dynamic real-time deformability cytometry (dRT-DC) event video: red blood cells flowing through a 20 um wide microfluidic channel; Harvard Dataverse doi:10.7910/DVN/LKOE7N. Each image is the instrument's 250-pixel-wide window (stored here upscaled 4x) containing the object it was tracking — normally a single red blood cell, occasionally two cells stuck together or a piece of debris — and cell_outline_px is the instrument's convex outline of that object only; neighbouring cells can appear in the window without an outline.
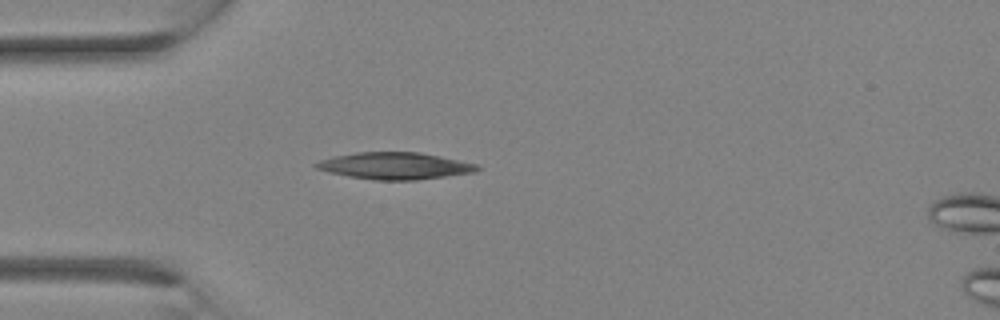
{"species": "Egyptian fruit bat (a non-hibernating species)", "species_latin": "Rousettus aegyptiacus", "temperature_condition": "room temperature", "stored_images_in_passage": 9, "camera_frame_rate_fps": 3000, "um_per_image_px": 0.085, "animal": {"sex": "female"}, "frame": {"image": 1, "passage_image": 1, "time_ms": 0.0, "image_size_px": [1000, 320], "cell_outline_px": [[480, 168], [476, 172], [416, 180], [376, 180], [348, 176], [328, 172], [316, 168], [312, 164], [320, 160], [332, 156], [356, 152], [420, 152], [476, 164]], "centroid_in_image_um": [33.52, 14.09], "position_along_channel_um": 51.5, "area_um2": 25.14}}
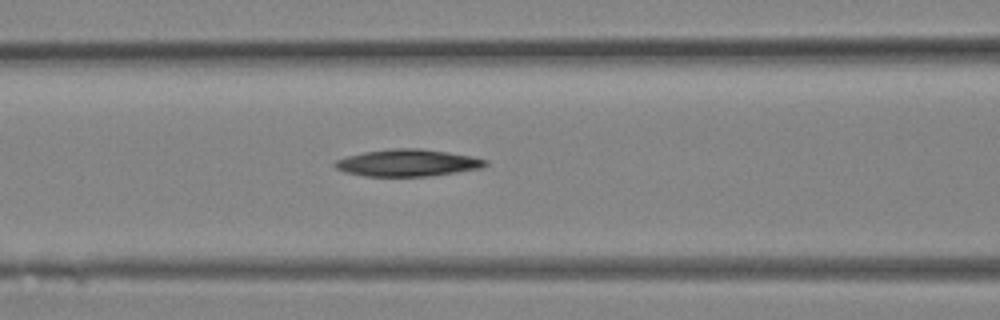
{"frame": {"image": 2, "passage_image": 5, "time_ms": 1.333, "image_size_px": [1000, 320], "cell_outline_px": [[488, 164], [480, 168], [456, 172], [428, 176], [364, 176], [344, 172], [336, 168], [332, 164], [336, 160], [348, 156], [364, 152], [392, 148], [420, 148], [448, 152], [472, 156], [488, 160]], "centroid_in_image_um": [34.64, 13.84], "position_along_channel_um": 132.0, "area_um2": 23.64}}
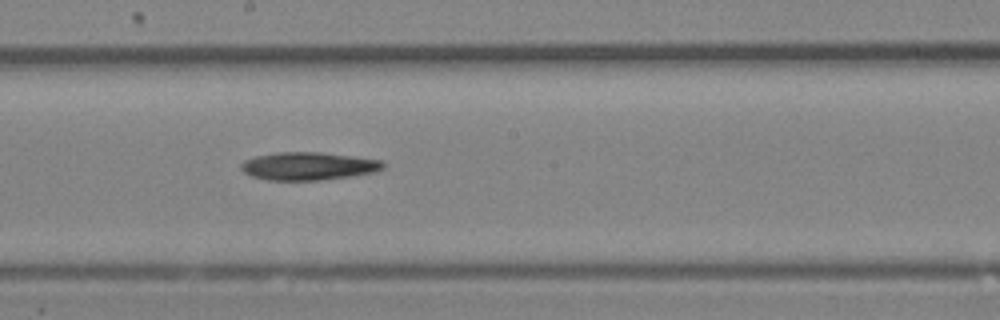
{"frame": {"image": 3, "passage_image": 9, "time_ms": 2.667, "image_size_px": [1000, 320], "cell_outline_px": [[384, 168], [376, 172], [320, 180], [268, 180], [252, 176], [244, 172], [240, 168], [240, 164], [244, 160], [256, 156], [276, 152], [320, 152], [384, 160]], "centroid_in_image_um": [26.21, 14.11], "position_along_channel_um": 222.0, "area_um2": 23.12}}